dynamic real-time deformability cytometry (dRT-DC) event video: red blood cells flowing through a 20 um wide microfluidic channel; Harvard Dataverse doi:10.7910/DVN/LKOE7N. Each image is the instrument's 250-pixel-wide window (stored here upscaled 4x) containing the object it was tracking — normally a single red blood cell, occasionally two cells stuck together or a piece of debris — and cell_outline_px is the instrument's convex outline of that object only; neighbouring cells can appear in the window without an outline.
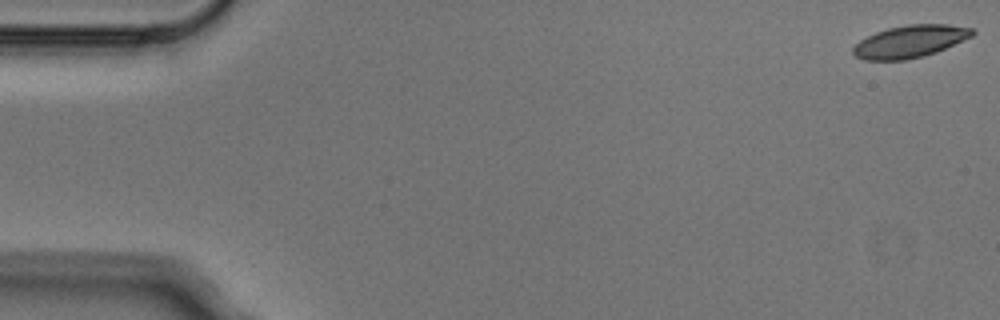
{"species": "Egyptian fruit bat (a non-hibernating species)", "species_latin": "Rousettus aegyptiacus", "temperature_condition": "cold", "stored_images_in_passage": 3, "camera_frame_rate_fps": 3000, "um_per_image_px": 0.085, "animal": {"sex": "male"}, "frame": {"image": 1, "passage_image": 1, "time_ms": 0.0, "image_size_px": [1000, 320], "cell_outline_px": [[976, 32], [972, 36], [936, 52], [924, 56], [904, 60], [864, 60], [856, 56], [852, 52], [852, 48], [860, 40], [876, 32], [888, 28], [908, 24], [948, 24], [972, 28]], "centroid_in_image_um": [77.35, 3.52], "position_along_channel_um": 7.7, "area_um2": 22.37}}